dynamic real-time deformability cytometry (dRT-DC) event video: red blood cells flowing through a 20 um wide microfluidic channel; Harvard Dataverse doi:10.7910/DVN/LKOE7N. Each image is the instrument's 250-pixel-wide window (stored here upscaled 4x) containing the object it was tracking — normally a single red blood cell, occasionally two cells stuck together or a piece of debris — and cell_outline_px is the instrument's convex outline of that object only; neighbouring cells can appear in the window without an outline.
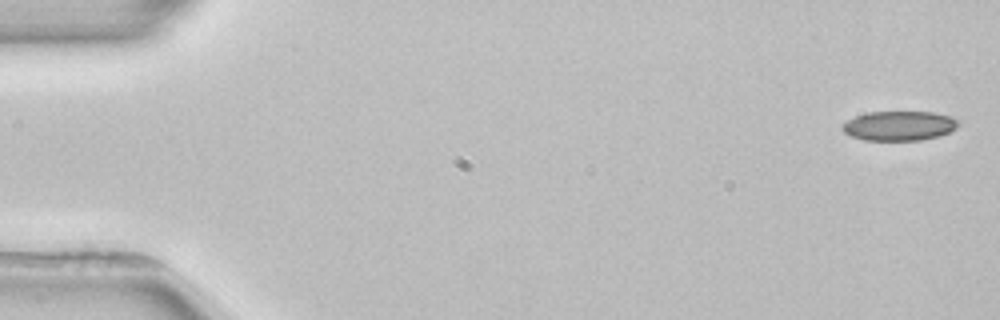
{"species": "common noctule bat (a hibernating species)", "species_latin": "Nyctalus noctula", "temperature_condition": "room temperature", "stored_images_in_passage": 4, "camera_frame_rate_fps": 3000, "um_per_image_px": 0.085, "animal": {"sex": "female", "body_mass_g": 22.7, "forearm_length_mm": 54.2}, "frame": {"image": 1, "passage_image": 1, "time_ms": 0.0, "image_size_px": [1000, 320], "cell_outline_px": [[960, 124], [956, 128], [940, 136], [920, 140], [864, 140], [852, 136], [844, 132], [840, 128], [848, 120], [856, 116], [868, 112], [932, 112], [948, 116], [960, 120]], "centroid_in_image_um": [76.45, 10.69], "position_along_channel_um": 8.5, "area_um2": 19.88}}
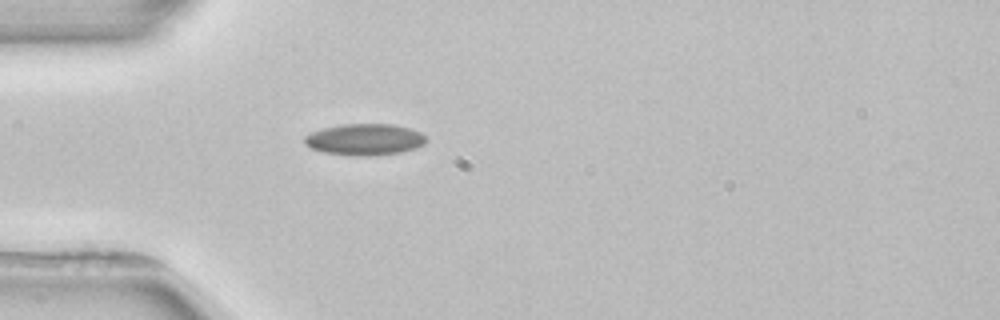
{"frame": {"image": 2, "passage_image": 4, "time_ms": 4.667, "image_size_px": [1000, 320], "cell_outline_px": [[424, 144], [416, 148], [400, 152], [368, 156], [356, 156], [324, 152], [308, 148], [304, 144], [304, 136], [312, 132], [324, 128], [340, 124], [392, 124], [408, 128], [420, 132], [424, 136]], "centroid_in_image_um": [30.95, 11.86], "position_along_channel_um": 54.1, "area_um2": 22.2}}